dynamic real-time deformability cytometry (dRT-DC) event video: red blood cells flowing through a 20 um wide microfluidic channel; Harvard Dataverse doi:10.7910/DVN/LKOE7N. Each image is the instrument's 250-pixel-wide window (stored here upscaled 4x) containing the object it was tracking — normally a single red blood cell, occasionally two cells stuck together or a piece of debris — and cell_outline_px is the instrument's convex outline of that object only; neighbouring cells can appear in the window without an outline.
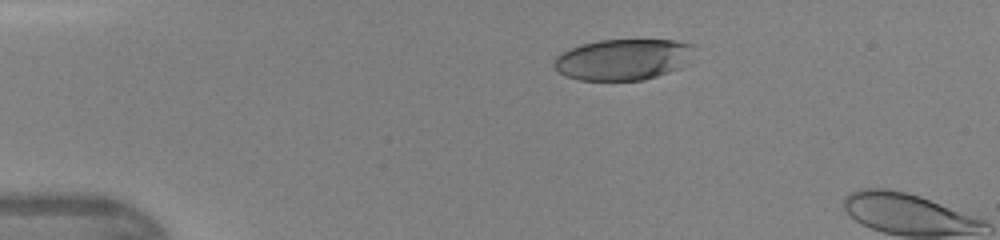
{"species": "human", "species_latin": "Homo sapiens", "temperature_condition": "warm", "stored_images_in_passage": 12, "camera_frame_rate_fps": 3000, "um_per_image_px": 0.085, "donor": {"sex": "female"}, "frame": {"image": 1, "passage_image": 9, "time_ms": 2.667, "image_size_px": [1000, 240], "cell_outline_px": [[692, 44], [680, 68], [644, 80], [580, 80], [568, 76], [560, 72], [552, 64], [556, 56], [580, 44], [600, 40], [676, 40]], "centroid_in_image_um": [52.87, 5.05], "position_along_channel_um": 32.1, "area_um2": 32.77}}